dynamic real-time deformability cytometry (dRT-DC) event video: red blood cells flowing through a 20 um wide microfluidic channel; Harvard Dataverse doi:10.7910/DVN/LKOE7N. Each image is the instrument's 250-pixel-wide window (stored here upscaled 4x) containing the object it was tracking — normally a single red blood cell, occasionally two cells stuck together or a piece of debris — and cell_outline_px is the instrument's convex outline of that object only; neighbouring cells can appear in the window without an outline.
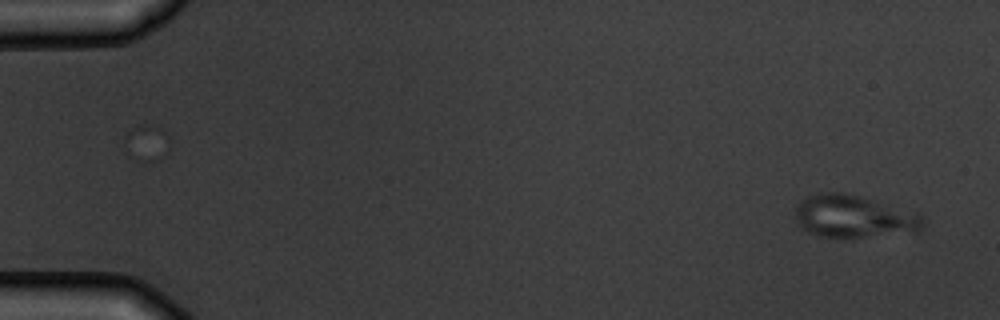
{"species": "common noctule bat (a hibernating species)", "species_latin": "Nyctalus noctula", "temperature_condition": "warm", "stored_images_in_passage": 5, "camera_frame_rate_fps": 3000, "um_per_image_px": 0.085, "animal": {"sex": "male", "body_mass_g": 19.5, "forearm_length_mm": 54.6}, "frame": {"image": 1, "passage_image": 1, "time_ms": 0.0, "image_size_px": [1000, 320], "cell_outline_px": [[924, 228], [920, 232], [852, 240], [816, 236], [800, 228], [796, 220], [796, 208], [800, 200], [816, 192], [840, 192], [860, 196], [920, 212], [924, 216]], "centroid_in_image_um": [72.65, 18.45], "position_along_channel_um": 12.4, "area_um2": 33.29}}